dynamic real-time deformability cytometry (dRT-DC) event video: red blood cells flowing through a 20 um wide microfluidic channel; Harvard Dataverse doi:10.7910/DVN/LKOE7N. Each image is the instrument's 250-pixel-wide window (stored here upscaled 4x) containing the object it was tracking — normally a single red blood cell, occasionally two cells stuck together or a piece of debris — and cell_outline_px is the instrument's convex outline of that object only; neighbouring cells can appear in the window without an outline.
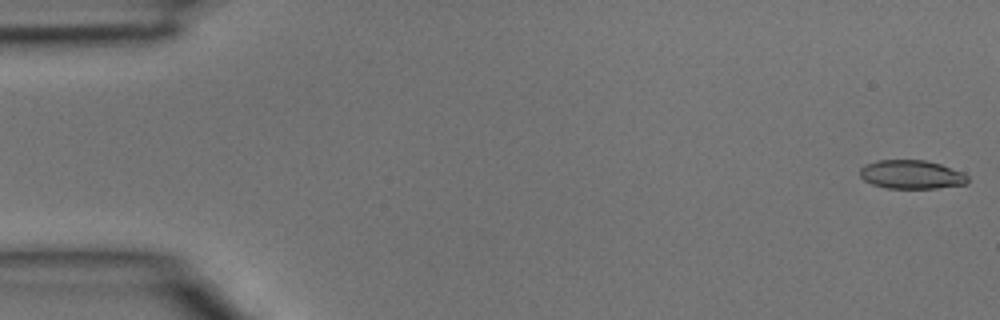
{"species": "common noctule bat (a hibernating species)", "species_latin": "Nyctalus noctula", "temperature_condition": "room temperature", "stored_images_in_passage": 5, "camera_frame_rate_fps": 3000, "um_per_image_px": 0.085, "animal": {"sex": "male", "body_mass_g": 15.6}, "frame": {"image": 1, "passage_image": 1, "time_ms": 0.0, "image_size_px": [1000, 320], "cell_outline_px": [[968, 184], [936, 188], [888, 188], [872, 184], [864, 180], [860, 176], [860, 168], [864, 164], [876, 160], [924, 160], [940, 164], [964, 172], [968, 176]], "centroid_in_image_um": [77.48, 14.83], "position_along_channel_um": 7.5, "area_um2": 18.15}}
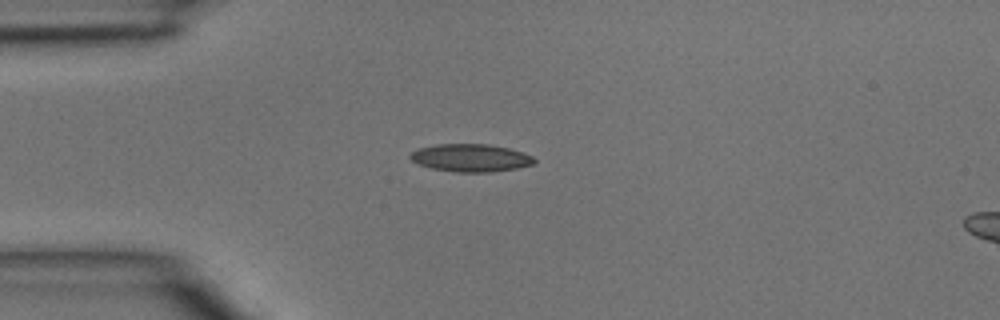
{"frame": {"image": 2, "passage_image": 4, "time_ms": 1.0, "image_size_px": [1000, 320], "cell_outline_px": [[536, 160], [532, 164], [516, 168], [492, 172], [456, 172], [432, 168], [420, 164], [412, 160], [408, 156], [416, 148], [436, 144], [488, 144], [508, 148], [532, 156]], "centroid_in_image_um": [39.97, 13.41], "position_along_channel_um": 45.0, "area_um2": 19.88}}